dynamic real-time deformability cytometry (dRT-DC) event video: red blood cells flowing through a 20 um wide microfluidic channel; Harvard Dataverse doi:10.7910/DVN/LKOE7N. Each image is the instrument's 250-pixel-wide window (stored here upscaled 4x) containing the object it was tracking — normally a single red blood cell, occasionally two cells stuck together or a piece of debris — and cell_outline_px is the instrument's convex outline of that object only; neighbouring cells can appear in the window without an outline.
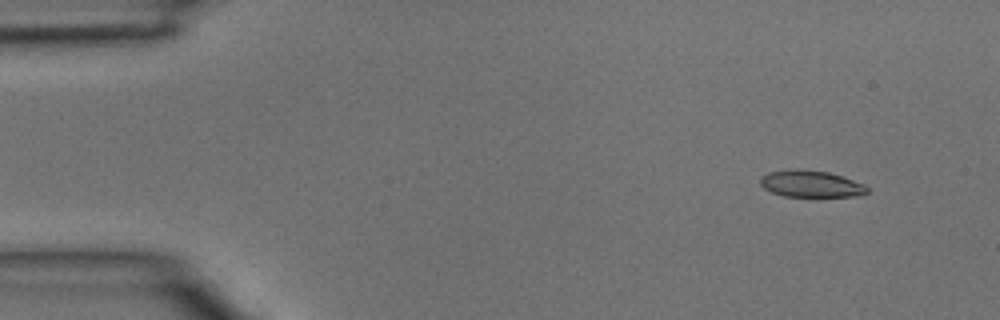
{"species": "common noctule bat (a hibernating species)", "species_latin": "Nyctalus noctula", "temperature_condition": "room temperature", "stored_images_in_passage": 3, "camera_frame_rate_fps": 3000, "um_per_image_px": 0.085, "animal": {"sex": "male", "body_mass_g": 15.6}, "frame": {"image": 1, "passage_image": 1, "time_ms": 0.0, "image_size_px": [1000, 320], "cell_outline_px": [[868, 192], [864, 196], [784, 196], [772, 192], [764, 188], [760, 184], [760, 176], [768, 172], [828, 172], [864, 184], [868, 188]], "centroid_in_image_um": [68.98, 15.68], "position_along_channel_um": 16.0, "area_um2": 15.78}}
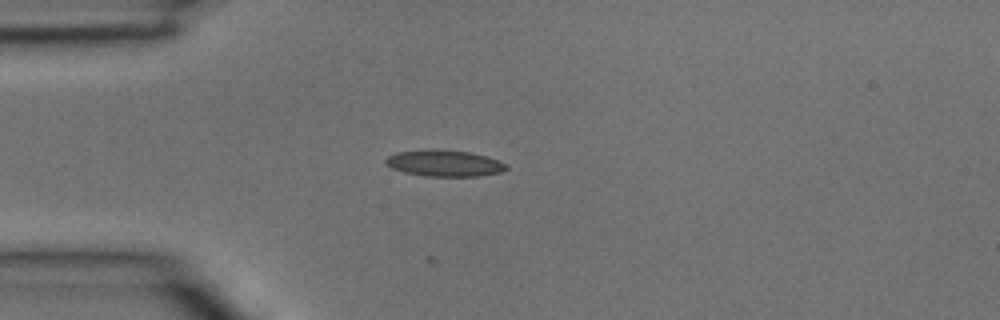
{"frame": {"image": 2, "passage_image": 3, "time_ms": 0.667, "image_size_px": [1000, 320], "cell_outline_px": [[508, 168], [500, 172], [480, 176], [424, 176], [404, 172], [392, 168], [384, 164], [384, 160], [388, 156], [396, 152], [428, 148], [436, 148], [472, 152], [496, 160], [504, 164]], "centroid_in_image_um": [37.69, 13.85], "position_along_channel_um": 47.3, "area_um2": 18.73}}